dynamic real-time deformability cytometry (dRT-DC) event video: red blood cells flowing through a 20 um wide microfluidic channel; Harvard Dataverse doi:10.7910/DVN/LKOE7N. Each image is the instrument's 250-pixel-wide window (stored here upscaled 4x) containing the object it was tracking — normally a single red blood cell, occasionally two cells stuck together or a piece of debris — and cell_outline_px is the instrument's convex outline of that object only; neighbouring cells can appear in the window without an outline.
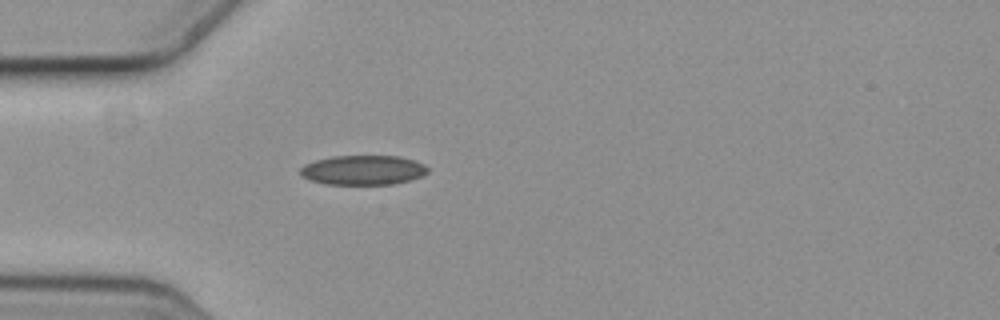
{"species": "common noctule bat (a hibernating species)", "species_latin": "Nyctalus noctula", "temperature_condition": "cold", "stored_images_in_passage": 3, "camera_frame_rate_fps": 3000, "um_per_image_px": 0.085, "animal": {"sex": "female", "body_mass_g": 19.3, "forearm_length_mm": 54.1}, "frame": {"image": 1, "passage_image": 3, "time_ms": 0.667, "image_size_px": [1000, 320], "cell_outline_px": [[428, 172], [424, 176], [392, 184], [328, 184], [312, 180], [304, 176], [300, 172], [300, 168], [304, 164], [316, 160], [332, 156], [400, 156], [416, 160], [424, 164], [428, 168]], "centroid_in_image_um": [30.91, 14.44], "position_along_channel_um": 54.1, "area_um2": 21.91}}